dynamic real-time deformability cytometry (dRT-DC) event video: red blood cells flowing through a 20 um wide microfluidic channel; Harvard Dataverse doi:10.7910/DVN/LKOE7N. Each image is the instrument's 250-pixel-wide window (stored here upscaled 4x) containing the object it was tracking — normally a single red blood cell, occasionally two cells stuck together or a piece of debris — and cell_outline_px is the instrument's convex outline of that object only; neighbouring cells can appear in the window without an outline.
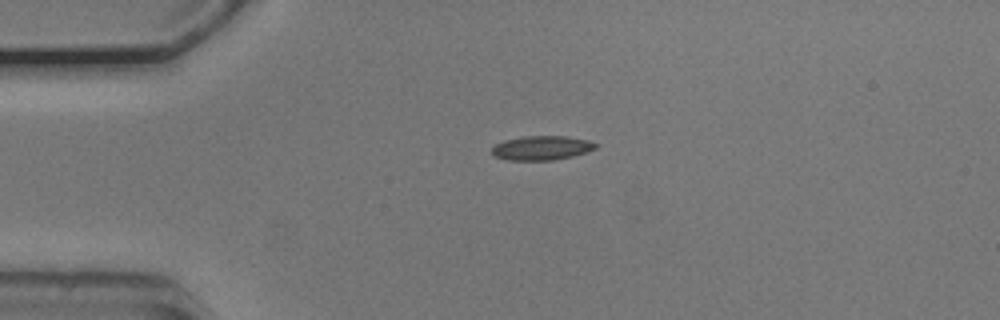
{"species": "common noctule bat (a hibernating species)", "species_latin": "Nyctalus noctula", "temperature_condition": "cold", "stored_images_in_passage": 42, "camera_frame_rate_fps": 3000, "um_per_image_px": 0.085, "animal": {"sex": "male", "body_mass_g": 20.5, "forearm_length_mm": 52.5}, "frame": {"image": 1, "passage_image": 1, "time_ms": 0.0, "image_size_px": [1000, 320], "cell_outline_px": [[600, 144], [596, 148], [572, 156], [556, 160], [508, 160], [492, 156], [488, 152], [496, 144], [504, 140], [524, 136], [568, 136], [588, 140]], "centroid_in_image_um": [46.01, 12.57], "position_along_channel_um": 39.0, "area_um2": 14.85}}
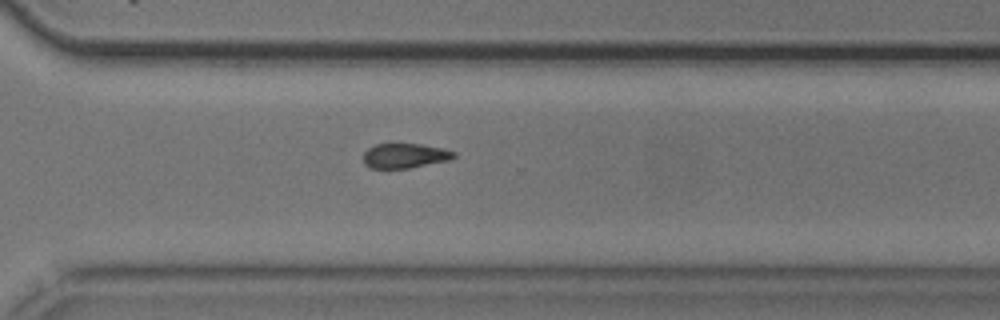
{"frame": {"image": 2, "passage_image": 27, "time_ms": 8.667, "image_size_px": [1000, 320], "cell_outline_px": [[456, 156], [448, 160], [408, 168], [372, 168], [364, 164], [364, 152], [368, 148], [376, 144], [392, 140], [420, 144], [444, 148], [456, 152]], "centroid_in_image_um": [34.38, 13.18], "position_along_channel_um": 336.2, "area_um2": 13.58}}
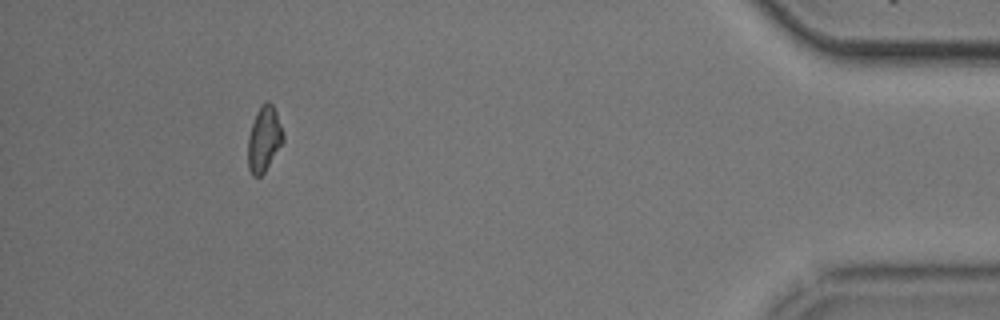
{"frame": {"image": 3, "passage_image": 38, "time_ms": 12.333, "image_size_px": [1000, 320], "cell_outline_px": [[284, 140], [264, 172], [260, 176], [252, 176], [248, 168], [248, 136], [256, 112], [260, 104], [264, 100], [268, 100], [272, 104], [276, 112], [284, 136]], "centroid_in_image_um": [22.43, 11.78], "position_along_channel_um": 412.8, "area_um2": 13.35}, "authors_computed_cell_mechanics": {"area_um2": 13.9298, "velocity_mm_per_s": 3.7544, "shape_relaxation_time_tau1_ms": 2.2603, "shape_relaxation_time_tau2_ms": 3.4735, "deformation_change_tau1": 0.1009, "deformation_change_tau2": 0.0996}}